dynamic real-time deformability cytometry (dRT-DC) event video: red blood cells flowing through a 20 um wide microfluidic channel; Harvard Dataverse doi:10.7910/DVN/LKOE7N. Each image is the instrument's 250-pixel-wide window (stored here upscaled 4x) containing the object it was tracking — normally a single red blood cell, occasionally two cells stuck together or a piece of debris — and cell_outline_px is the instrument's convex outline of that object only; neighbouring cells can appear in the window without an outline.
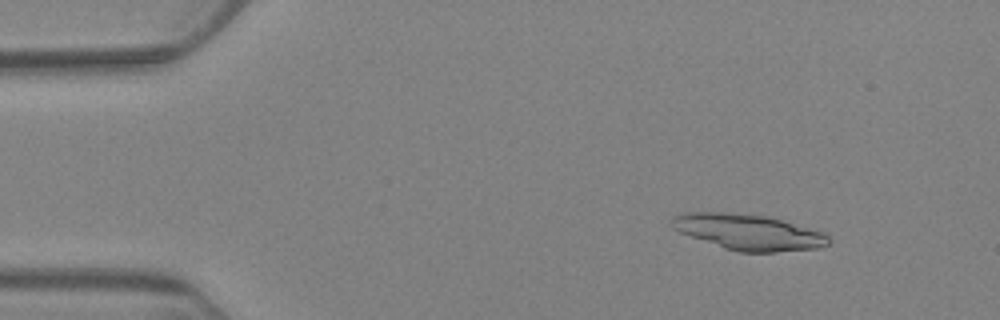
{"species": "Egyptian fruit bat (a non-hibernating species)", "species_latin": "Rousettus aegyptiacus", "temperature_condition": "warm", "stored_images_in_passage": 6, "camera_frame_rate_fps": 3000, "um_per_image_px": 0.085, "animal": {"sex": "female"}, "frame": {"image": 1, "passage_image": 3, "time_ms": 2.333, "image_size_px": [1000, 320], "cell_outline_px": [[832, 240], [828, 244], [816, 248], [776, 252], [740, 252], [724, 248], [680, 232], [672, 228], [668, 224], [672, 216], [680, 212], [724, 212], [764, 216], [780, 220], [824, 232]], "centroid_in_image_um": [63.56, 19.72], "position_along_channel_um": 21.4, "area_um2": 32.48}}